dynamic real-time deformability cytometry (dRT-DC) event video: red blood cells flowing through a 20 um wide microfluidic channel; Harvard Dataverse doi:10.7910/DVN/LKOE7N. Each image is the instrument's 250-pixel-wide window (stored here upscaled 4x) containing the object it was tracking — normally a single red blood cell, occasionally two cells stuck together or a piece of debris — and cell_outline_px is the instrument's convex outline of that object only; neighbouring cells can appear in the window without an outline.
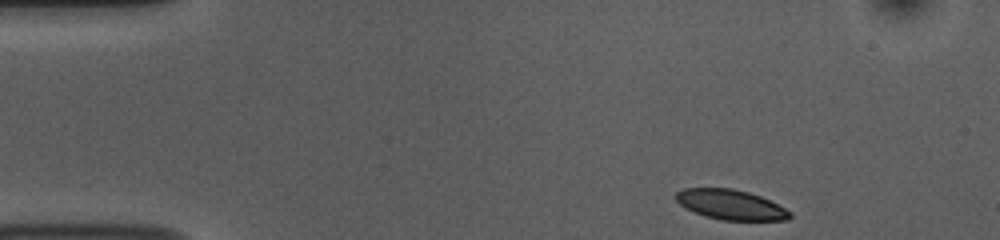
{"species": "common noctule bat (a hibernating species)", "species_latin": "Nyctalus noctula", "temperature_condition": "room temperature", "stored_images_in_passage": 47, "camera_frame_rate_fps": 3000, "um_per_image_px": 0.085, "animal": {"sex": "female", "body_mass_g": 10.0, "forearm_length_mm": 53.1}, "frame": {"image": 1, "passage_image": 1, "time_ms": 0.0, "image_size_px": [1000, 240], "cell_outline_px": [[792, 216], [788, 220], [720, 220], [704, 216], [680, 204], [676, 200], [676, 192], [684, 188], [732, 188], [748, 192], [760, 196], [792, 212]], "centroid_in_image_um": [62.12, 17.4], "position_along_channel_um": 22.9, "area_um2": 19.71}}
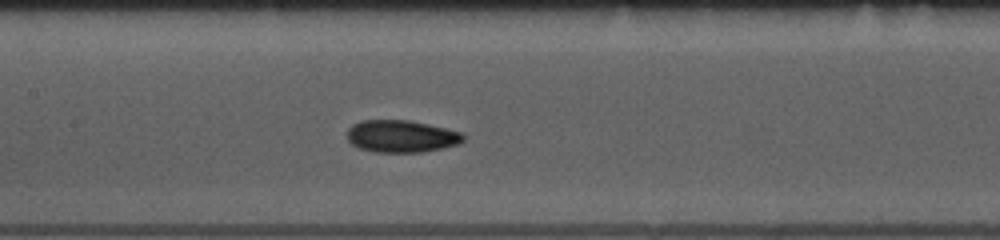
{"frame": {"image": 2, "passage_image": 19, "time_ms": 6.0, "image_size_px": [1000, 240], "cell_outline_px": [[464, 140], [456, 144], [440, 148], [420, 152], [376, 152], [360, 148], [352, 144], [348, 140], [348, 128], [352, 124], [360, 120], [408, 120], [428, 124], [460, 132], [464, 136]], "centroid_in_image_um": [34.07, 11.57], "position_along_channel_um": 173.3, "area_um2": 21.56}}
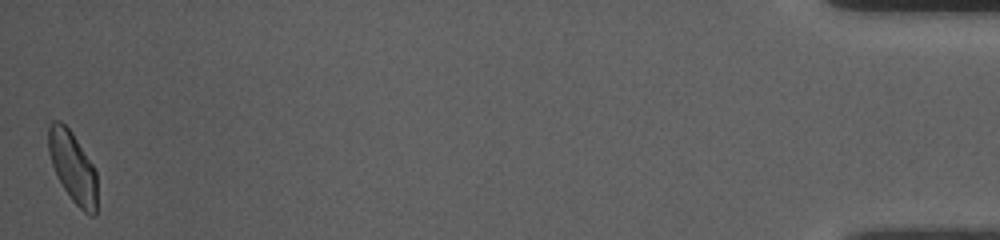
{"frame": {"image": 3, "passage_image": 47, "time_ms": 15.333, "image_size_px": [1000, 240], "cell_outline_px": [[96, 216], [92, 216], [84, 212], [72, 200], [56, 176], [48, 152], [48, 124], [52, 120], [60, 120], [72, 132], [92, 164], [96, 172]], "centroid_in_image_um": [6.16, 14.18], "position_along_channel_um": 429.0, "area_um2": 20.06}, "authors_computed_cell_mechanics": {"area_um2": 21.1548, "velocity_mm_per_s": 3.7338, "shape_relaxation_time_tau1_ms": 3.6542, "shape_relaxation_time_tau2_ms": 3.5899, "deformation_change_tau1": 0.101, "deformation_change_tau2": 0.0745}}